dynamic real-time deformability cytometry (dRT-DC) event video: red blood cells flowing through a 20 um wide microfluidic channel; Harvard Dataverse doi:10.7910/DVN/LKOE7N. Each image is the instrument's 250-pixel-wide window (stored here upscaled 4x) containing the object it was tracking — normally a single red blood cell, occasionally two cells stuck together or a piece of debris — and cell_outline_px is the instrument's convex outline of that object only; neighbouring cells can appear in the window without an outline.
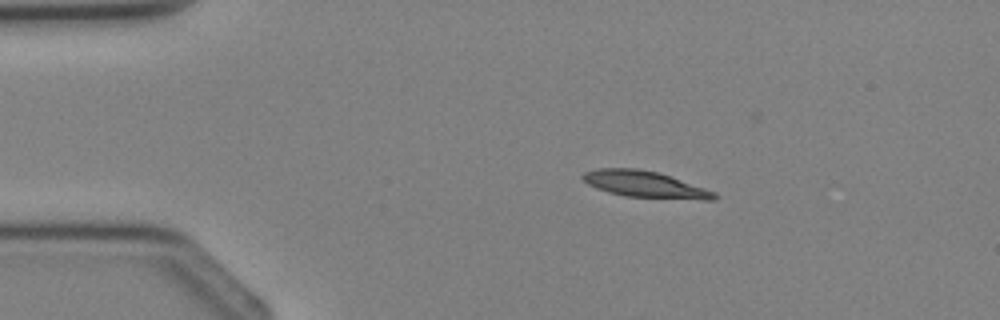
{"species": "Egyptian fruit bat (a non-hibernating species)", "species_latin": "Rousettus aegyptiacus", "temperature_condition": "cold", "stored_images_in_passage": 2, "camera_frame_rate_fps": 3000, "um_per_image_px": 0.085, "animal": {"sex": "female"}, "frame": {"image": 1, "passage_image": 1, "time_ms": 0.0, "image_size_px": [1000, 320], "cell_outline_px": [[720, 196], [716, 200], [704, 200], [624, 196], [608, 192], [596, 188], [588, 184], [580, 176], [584, 172], [596, 168], [636, 168], [656, 172], [716, 192]], "centroid_in_image_um": [54.81, 15.68], "position_along_channel_um": 30.2, "area_um2": 20.17}}